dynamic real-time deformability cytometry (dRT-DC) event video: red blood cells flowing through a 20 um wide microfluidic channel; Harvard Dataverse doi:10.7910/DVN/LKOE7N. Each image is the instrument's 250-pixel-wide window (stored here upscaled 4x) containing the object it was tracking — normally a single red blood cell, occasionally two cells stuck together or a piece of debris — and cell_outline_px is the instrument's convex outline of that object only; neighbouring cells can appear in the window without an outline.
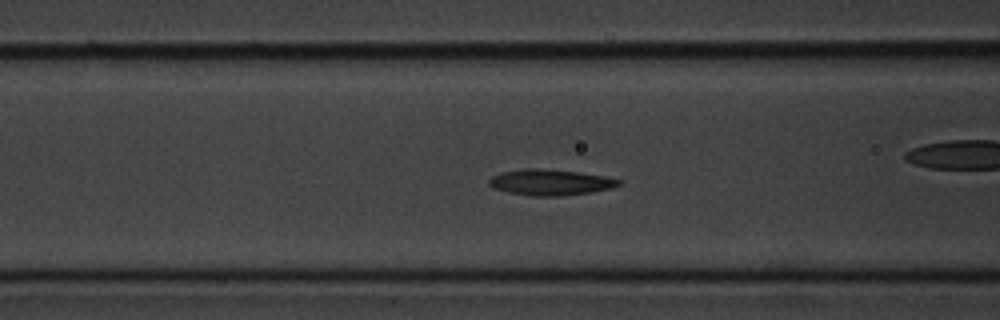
{"species": "common noctule bat (a hibernating species)", "species_latin": "Nyctalus noctula", "temperature_condition": "cold", "stored_images_in_passage": 57, "camera_frame_rate_fps": 3000, "um_per_image_px": 0.085, "animal": {"sex": "male", "body_mass_g": 20.1, "forearm_length_mm": 53.5}, "frame": {"image": 1, "passage_image": 22, "time_ms": 7.0, "image_size_px": [1000, 320], "cell_outline_px": [[620, 184], [612, 188], [592, 192], [556, 196], [532, 196], [508, 192], [492, 188], [488, 184], [488, 180], [492, 176], [500, 172], [524, 168], [544, 168], [580, 172], [604, 176], [620, 180]], "centroid_in_image_um": [46.73, 15.48], "position_along_channel_um": 119.9, "area_um2": 19.71}}
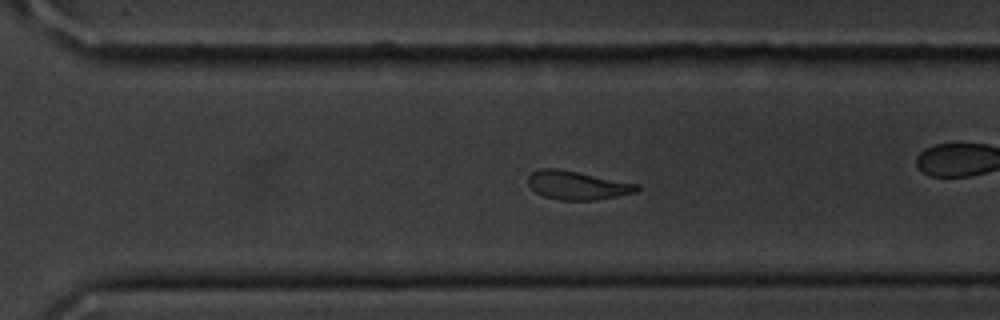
{"frame": {"image": 2, "passage_image": 39, "time_ms": 12.667, "image_size_px": [1000, 320], "cell_outline_px": [[640, 188], [636, 192], [616, 196], [592, 200], [560, 200], [544, 196], [536, 192], [528, 184], [528, 176], [532, 172], [540, 168], [560, 168], [640, 184]], "centroid_in_image_um": [49.07, 15.73], "position_along_channel_um": 321.5, "area_um2": 18.21}}
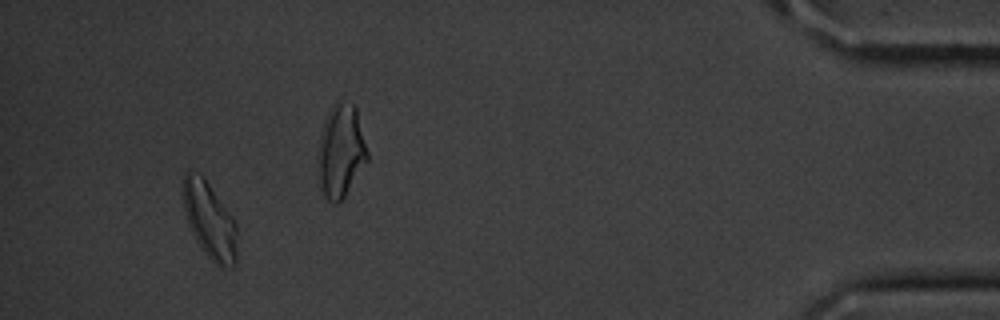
{"frame": {"image": 3, "passage_image": 53, "time_ms": 17.333, "image_size_px": [1000, 320], "cell_outline_px": [[236, 264], [232, 268], [220, 268], [204, 252], [196, 240], [188, 224], [184, 208], [184, 172], [188, 168], [204, 176], [232, 216], [236, 224]], "centroid_in_image_um": [17.83, 18.73], "position_along_channel_um": 417.4, "area_um2": 24.04}, "authors_computed_cell_mechanics": {"area_um2": 19.074, "velocity_mm_per_s": 3.5649, "shape_relaxation_time_tau1_ms": 2.035, "shape_relaxation_time_tau2_ms": 4.3993, "deformation_change_tau1": 0.1364, "deformation_change_tau2": 0.1161}}